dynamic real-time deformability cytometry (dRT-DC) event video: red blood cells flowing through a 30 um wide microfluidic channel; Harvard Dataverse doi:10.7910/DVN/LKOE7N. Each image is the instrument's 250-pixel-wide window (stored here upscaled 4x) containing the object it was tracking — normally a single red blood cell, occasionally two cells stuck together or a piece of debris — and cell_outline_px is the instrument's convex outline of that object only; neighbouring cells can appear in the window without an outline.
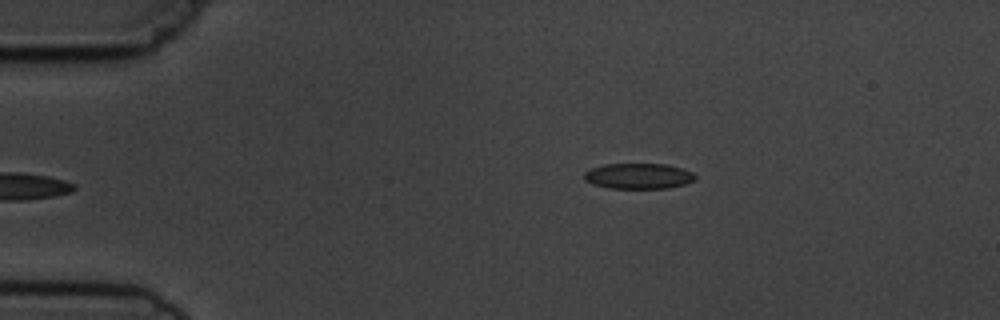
{"species": "common noctule bat (a hibernating species)", "species_latin": "Nyctalus noctula", "temperature_condition": "cold", "stored_images_in_passage": 2, "camera_frame_rate_fps": 3000, "um_per_image_px": 0.085, "animal": {"sex": "male", "body_mass_g": 19.5, "forearm_length_mm": 54.6}, "frame": {"image": 1, "passage_image": 2, "time_ms": 1.333, "image_size_px": [1000, 320], "cell_outline_px": [[696, 180], [684, 184], [668, 188], [608, 188], [592, 184], [584, 180], [584, 172], [592, 168], [604, 164], [664, 164], [680, 168], [692, 172], [696, 176]], "centroid_in_image_um": [54.25, 14.97], "position_along_channel_um": 30.8, "area_um2": 16.53}}